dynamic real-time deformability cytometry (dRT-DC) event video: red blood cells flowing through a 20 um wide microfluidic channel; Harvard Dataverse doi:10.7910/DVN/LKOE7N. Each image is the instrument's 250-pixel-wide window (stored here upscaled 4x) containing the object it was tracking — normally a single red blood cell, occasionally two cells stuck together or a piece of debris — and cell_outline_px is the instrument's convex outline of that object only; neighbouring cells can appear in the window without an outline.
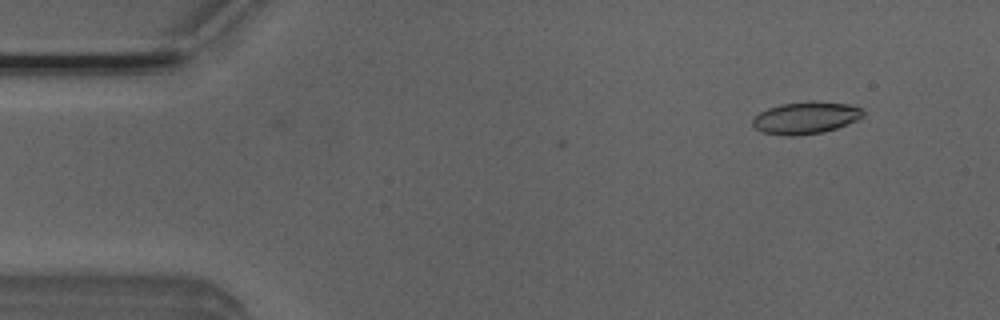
{"species": "Egyptian fruit bat (a non-hibernating species)", "species_latin": "Rousettus aegyptiacus", "temperature_condition": "room temperature", "stored_images_in_passage": 2, "camera_frame_rate_fps": 3000, "um_per_image_px": 0.085, "animal": {"sex": "male"}, "frame": {"image": 1, "passage_image": 2, "time_ms": 0.333, "image_size_px": [1000, 320], "cell_outline_px": [[864, 116], [856, 120], [836, 128], [824, 132], [792, 136], [788, 136], [760, 132], [752, 124], [752, 120], [760, 112], [768, 108], [780, 104], [808, 100], [812, 100], [848, 104], [860, 108], [864, 112]], "centroid_in_image_um": [68.47, 10.0], "position_along_channel_um": 16.5, "area_um2": 20.75}}